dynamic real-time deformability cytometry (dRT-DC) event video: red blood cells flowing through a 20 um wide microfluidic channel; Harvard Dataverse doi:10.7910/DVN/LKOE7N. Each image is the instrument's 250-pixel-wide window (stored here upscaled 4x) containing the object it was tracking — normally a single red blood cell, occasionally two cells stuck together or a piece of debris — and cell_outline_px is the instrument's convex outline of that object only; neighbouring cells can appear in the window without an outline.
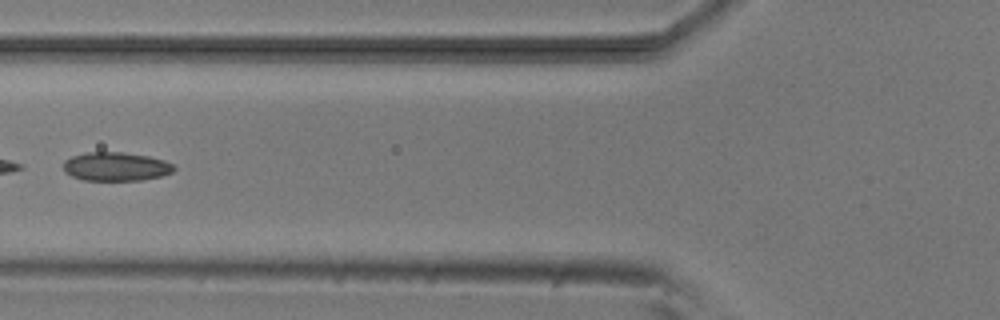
{"species": "common noctule bat (a hibernating species)", "species_latin": "Nyctalus noctula", "temperature_condition": "room temperature", "stored_images_in_passage": 7, "camera_frame_rate_fps": 3000, "um_per_image_px": 0.085, "animal": {"sex": "male", "body_mass_g": 20.5, "forearm_length_mm": 52.5}, "frame": {"image": 1, "passage_image": 5, "time_ms": 4.667, "image_size_px": [1000, 320], "cell_outline_px": [[176, 168], [172, 172], [160, 176], [144, 180], [84, 180], [72, 176], [64, 172], [64, 160], [72, 156], [88, 152], [124, 152], [148, 156], [164, 160], [172, 164]], "centroid_in_image_um": [9.85, 14.15], "position_along_channel_um": 116.0, "area_um2": 18.5}}
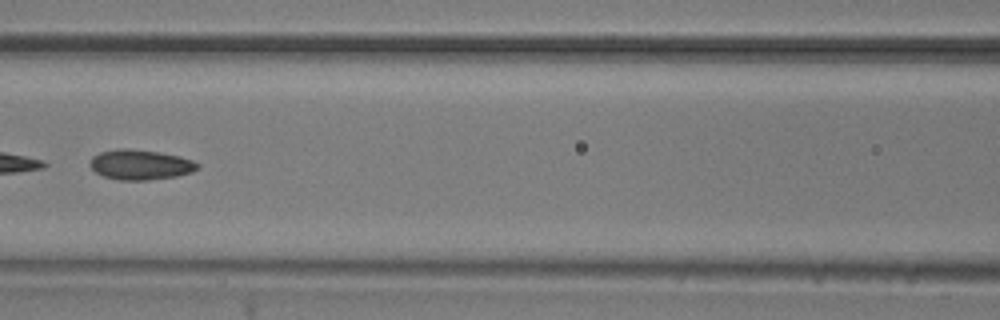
{"frame": {"image": 2, "passage_image": 6, "time_ms": 5.667, "image_size_px": [1000, 320], "cell_outline_px": [[200, 168], [192, 172], [176, 176], [148, 180], [120, 180], [104, 176], [96, 172], [88, 164], [92, 156], [100, 152], [120, 148], [128, 148], [156, 152], [180, 156], [192, 160], [200, 164]], "centroid_in_image_um": [11.93, 14.0], "position_along_channel_um": 154.7, "area_um2": 18.84}}
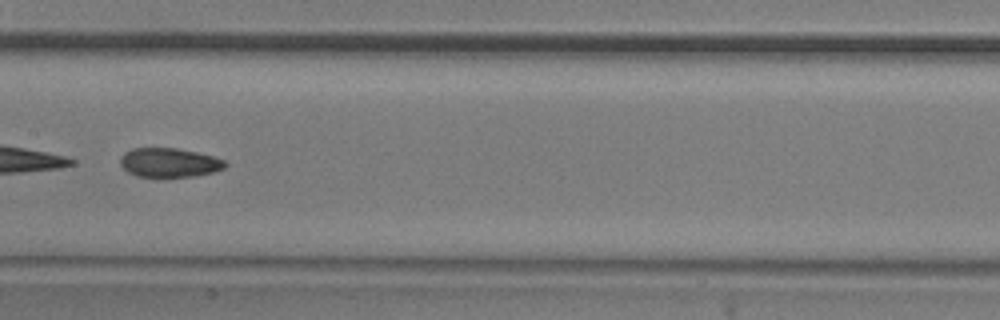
{"frame": {"image": 3, "passage_image": 7, "time_ms": 6.667, "image_size_px": [1000, 320], "cell_outline_px": [[228, 164], [224, 168], [212, 172], [196, 176], [136, 176], [128, 172], [120, 164], [120, 156], [124, 152], [132, 148], [176, 148], [196, 152], [212, 156], [224, 160]], "centroid_in_image_um": [14.37, 13.81], "position_along_channel_um": 193.0, "area_um2": 17.69}}